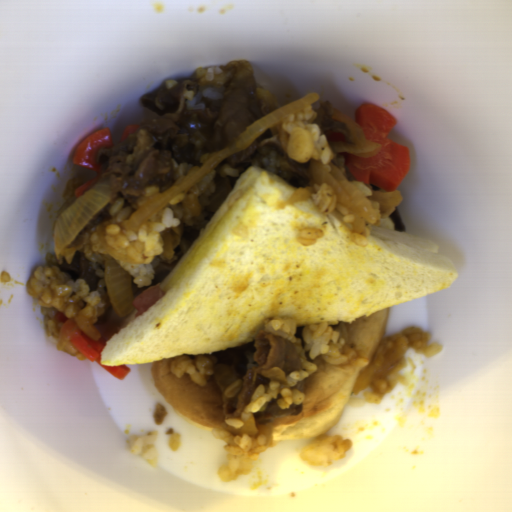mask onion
<instances>
[{
    "label": "onion",
    "mask_w": 512,
    "mask_h": 512,
    "mask_svg": "<svg viewBox=\"0 0 512 512\" xmlns=\"http://www.w3.org/2000/svg\"><path fill=\"white\" fill-rule=\"evenodd\" d=\"M233 185L230 184L228 178H224L221 182H219L212 192L208 199L209 209L213 212L212 215H215L222 204L227 199Z\"/></svg>",
    "instance_id": "9"
},
{
    "label": "onion",
    "mask_w": 512,
    "mask_h": 512,
    "mask_svg": "<svg viewBox=\"0 0 512 512\" xmlns=\"http://www.w3.org/2000/svg\"><path fill=\"white\" fill-rule=\"evenodd\" d=\"M105 286L109 301L116 317H124L133 312L134 291L130 274L119 261L107 259L104 265Z\"/></svg>",
    "instance_id": "4"
},
{
    "label": "onion",
    "mask_w": 512,
    "mask_h": 512,
    "mask_svg": "<svg viewBox=\"0 0 512 512\" xmlns=\"http://www.w3.org/2000/svg\"><path fill=\"white\" fill-rule=\"evenodd\" d=\"M112 194L111 179L104 177L58 215L54 224L56 259H60L62 251L111 200Z\"/></svg>",
    "instance_id": "2"
},
{
    "label": "onion",
    "mask_w": 512,
    "mask_h": 512,
    "mask_svg": "<svg viewBox=\"0 0 512 512\" xmlns=\"http://www.w3.org/2000/svg\"><path fill=\"white\" fill-rule=\"evenodd\" d=\"M332 119L345 122L349 126L355 140L354 145H348L337 141H330L331 150L334 152H346L348 154L366 159L374 156L381 149V145L365 137L362 129L350 114L337 111L333 113Z\"/></svg>",
    "instance_id": "6"
},
{
    "label": "onion",
    "mask_w": 512,
    "mask_h": 512,
    "mask_svg": "<svg viewBox=\"0 0 512 512\" xmlns=\"http://www.w3.org/2000/svg\"><path fill=\"white\" fill-rule=\"evenodd\" d=\"M371 201H375L378 203L379 211H389L401 204L403 201L402 193L399 191H387L380 192L378 190H373L371 196L368 197Z\"/></svg>",
    "instance_id": "8"
},
{
    "label": "onion",
    "mask_w": 512,
    "mask_h": 512,
    "mask_svg": "<svg viewBox=\"0 0 512 512\" xmlns=\"http://www.w3.org/2000/svg\"><path fill=\"white\" fill-rule=\"evenodd\" d=\"M314 191L313 186L301 187L300 189H297L286 201H284V205L304 201L310 197Z\"/></svg>",
    "instance_id": "10"
},
{
    "label": "onion",
    "mask_w": 512,
    "mask_h": 512,
    "mask_svg": "<svg viewBox=\"0 0 512 512\" xmlns=\"http://www.w3.org/2000/svg\"><path fill=\"white\" fill-rule=\"evenodd\" d=\"M78 334H83L95 342L100 340L101 336L99 329L89 320L83 315H76L60 328L56 349L81 361L84 360V355L71 341Z\"/></svg>",
    "instance_id": "5"
},
{
    "label": "onion",
    "mask_w": 512,
    "mask_h": 512,
    "mask_svg": "<svg viewBox=\"0 0 512 512\" xmlns=\"http://www.w3.org/2000/svg\"><path fill=\"white\" fill-rule=\"evenodd\" d=\"M319 98L320 97L316 92H311L257 119L233 143L213 155L192 174L172 187L158 193L142 206L137 208L130 215L125 228L135 232L144 224L154 211L169 202L178 193L208 175L223 160L244 151L266 130L281 120L293 115L309 105H312L318 101Z\"/></svg>",
    "instance_id": "1"
},
{
    "label": "onion",
    "mask_w": 512,
    "mask_h": 512,
    "mask_svg": "<svg viewBox=\"0 0 512 512\" xmlns=\"http://www.w3.org/2000/svg\"><path fill=\"white\" fill-rule=\"evenodd\" d=\"M286 149L291 160L305 163L311 160L314 142L306 129L294 126L290 131Z\"/></svg>",
    "instance_id": "7"
},
{
    "label": "onion",
    "mask_w": 512,
    "mask_h": 512,
    "mask_svg": "<svg viewBox=\"0 0 512 512\" xmlns=\"http://www.w3.org/2000/svg\"><path fill=\"white\" fill-rule=\"evenodd\" d=\"M309 170L315 181L326 184L335 191L336 202L354 216V231H363L365 219L371 224L377 222V215L371 204L332 161L324 164L319 160H310Z\"/></svg>",
    "instance_id": "3"
}]
</instances>
